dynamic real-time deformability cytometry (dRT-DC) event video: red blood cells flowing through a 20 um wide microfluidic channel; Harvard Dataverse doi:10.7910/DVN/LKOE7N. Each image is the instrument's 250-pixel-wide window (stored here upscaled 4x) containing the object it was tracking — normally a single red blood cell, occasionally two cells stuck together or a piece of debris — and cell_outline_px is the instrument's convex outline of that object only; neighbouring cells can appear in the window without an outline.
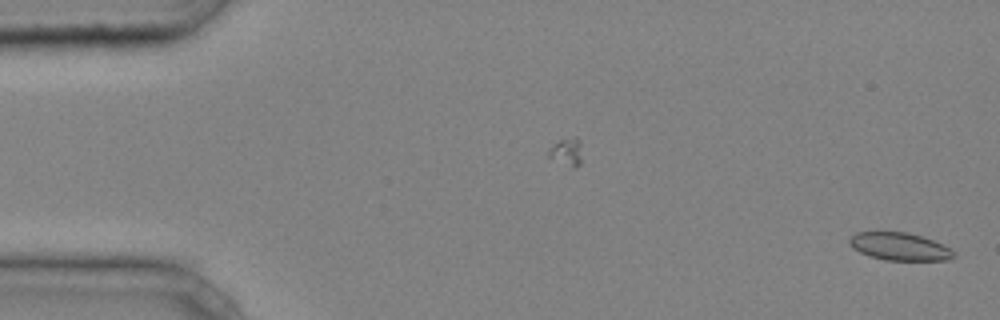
{"species": "common noctule bat (a hibernating species)", "species_latin": "Nyctalus noctula", "temperature_condition": "cold", "stored_images_in_passage": 45, "camera_frame_rate_fps": 3000, "um_per_image_px": 0.085, "animal": {"sex": "male", "body_mass_g": 20.4}, "frame": {"image": 1, "passage_image": 1, "time_ms": 0.0, "image_size_px": [1000, 320], "cell_outline_px": [[956, 256], [952, 260], [884, 260], [860, 252], [852, 248], [848, 244], [848, 240], [856, 232], [876, 228], [908, 232], [932, 240], [956, 252]], "centroid_in_image_um": [76.39, 20.9], "position_along_channel_um": 8.6, "area_um2": 17.51}}
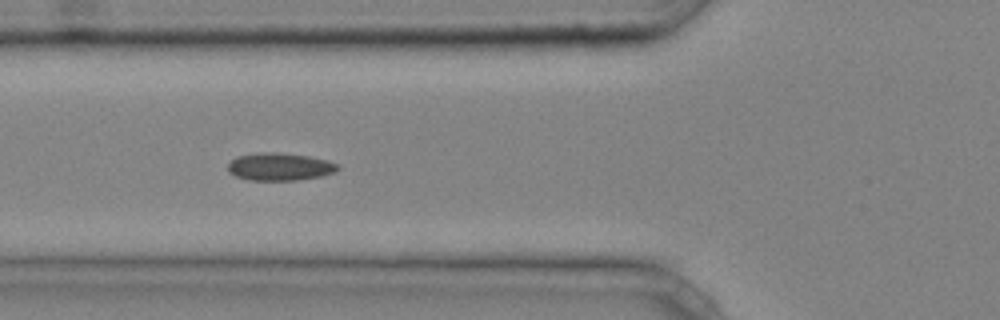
{"frame": {"image": 2, "passage_image": 17, "time_ms": 5.333, "image_size_px": [1000, 320], "cell_outline_px": [[340, 168], [336, 172], [320, 176], [296, 180], [248, 180], [236, 176], [228, 172], [228, 164], [236, 156], [256, 152], [276, 152], [308, 156], [328, 160], [340, 164]], "centroid_in_image_um": [23.78, 14.16], "position_along_channel_um": 102.0, "area_um2": 17.86}}
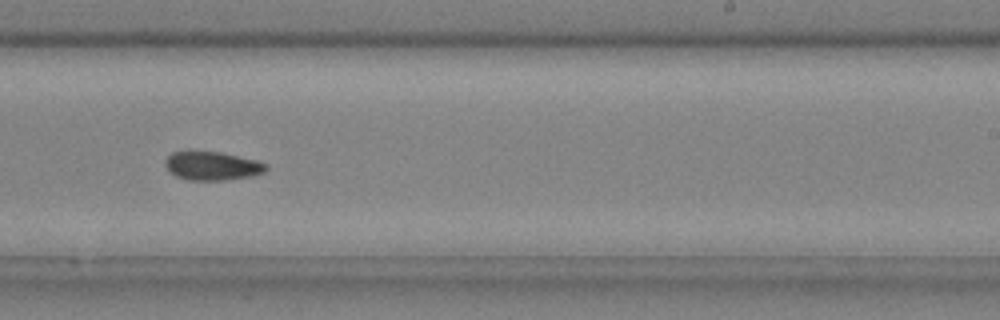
{"frame": {"image": 3, "passage_image": 29, "time_ms": 9.333, "image_size_px": [1000, 320], "cell_outline_px": [[268, 168], [264, 172], [252, 176], [224, 180], [188, 180], [176, 176], [164, 164], [164, 160], [172, 152], [220, 152], [256, 160], [268, 164]], "centroid_in_image_um": [18.06, 14.11], "position_along_channel_um": 270.9, "area_um2": 16.65}, "authors_computed_cell_mechanics": {"area_um2": 17.1088, "velocity_mm_per_s": 4.2278, "shape_relaxation_time_tau1_ms": 5.4855, "shape_relaxation_time_tau2_ms": 3.267, "deformation_change_tau1": 0.113, "deformation_change_tau2": 0.0803}}